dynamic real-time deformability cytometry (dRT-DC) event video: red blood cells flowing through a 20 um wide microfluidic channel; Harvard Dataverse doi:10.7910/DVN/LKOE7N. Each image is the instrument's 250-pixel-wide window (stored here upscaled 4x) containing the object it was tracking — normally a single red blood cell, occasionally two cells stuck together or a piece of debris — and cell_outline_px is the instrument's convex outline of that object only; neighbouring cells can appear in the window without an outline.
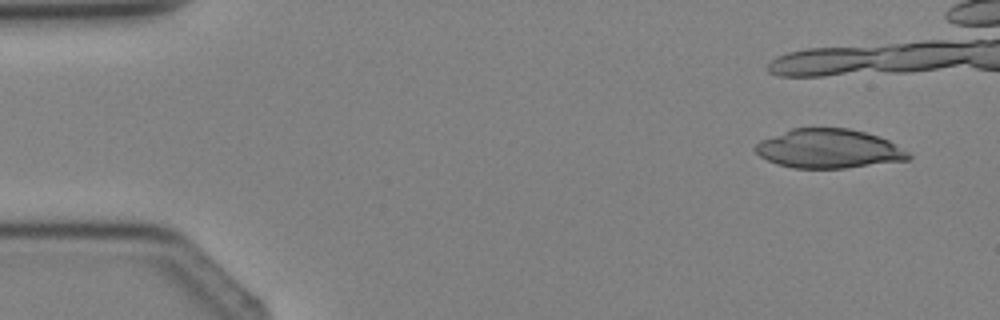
{"species": "Egyptian fruit bat (a non-hibernating species)", "species_latin": "Rousettus aegyptiacus", "temperature_condition": "cold", "stored_images_in_passage": 6, "camera_frame_rate_fps": 3000, "um_per_image_px": 0.085, "animal": {"sex": "female"}, "frame": {"image": 1, "passage_image": 1, "time_ms": 0.0, "image_size_px": [1000, 320], "cell_outline_px": [[912, 156], [908, 160], [844, 168], [792, 168], [776, 164], [760, 156], [752, 148], [760, 140], [792, 128], [848, 128], [880, 136], [888, 140], [908, 152]], "centroid_in_image_um": [70.42, 12.64], "position_along_channel_um": 14.6, "area_um2": 34.85}}